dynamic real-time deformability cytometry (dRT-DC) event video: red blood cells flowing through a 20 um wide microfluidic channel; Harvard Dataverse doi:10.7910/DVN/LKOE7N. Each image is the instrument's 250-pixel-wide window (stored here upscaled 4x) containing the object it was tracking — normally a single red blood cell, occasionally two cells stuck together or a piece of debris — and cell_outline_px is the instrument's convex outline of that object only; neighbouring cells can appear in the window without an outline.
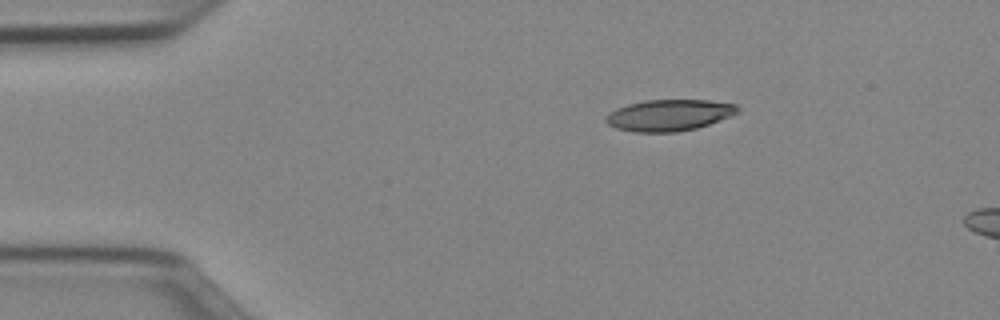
{"species": "Egyptian fruit bat (a non-hibernating species)", "species_latin": "Rousettus aegyptiacus", "temperature_condition": "cold", "stored_images_in_passage": 5, "camera_frame_rate_fps": 3000, "um_per_image_px": 0.085, "animal": {"sex": "female"}, "frame": {"image": 1, "passage_image": 1, "time_ms": 0.0, "image_size_px": [1000, 320], "cell_outline_px": [[740, 112], [732, 116], [696, 128], [676, 132], [632, 132], [616, 128], [608, 124], [604, 120], [604, 116], [608, 112], [616, 108], [628, 104], [644, 100], [708, 100], [736, 104], [740, 108]], "centroid_in_image_um": [56.86, 9.79], "position_along_channel_um": 28.1, "area_um2": 24.33}}